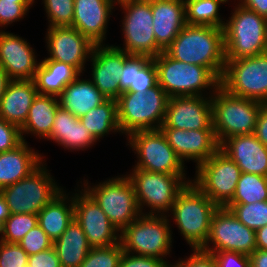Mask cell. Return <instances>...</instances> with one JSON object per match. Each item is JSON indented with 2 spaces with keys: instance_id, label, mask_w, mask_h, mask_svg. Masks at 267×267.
Wrapping results in <instances>:
<instances>
[{
  "instance_id": "cell-22",
  "label": "cell",
  "mask_w": 267,
  "mask_h": 267,
  "mask_svg": "<svg viewBox=\"0 0 267 267\" xmlns=\"http://www.w3.org/2000/svg\"><path fill=\"white\" fill-rule=\"evenodd\" d=\"M115 4L113 0H74L72 27L95 45H102Z\"/></svg>"
},
{
  "instance_id": "cell-7",
  "label": "cell",
  "mask_w": 267,
  "mask_h": 267,
  "mask_svg": "<svg viewBox=\"0 0 267 267\" xmlns=\"http://www.w3.org/2000/svg\"><path fill=\"white\" fill-rule=\"evenodd\" d=\"M224 26L225 58L240 59L264 53L266 18L238 4Z\"/></svg>"
},
{
  "instance_id": "cell-21",
  "label": "cell",
  "mask_w": 267,
  "mask_h": 267,
  "mask_svg": "<svg viewBox=\"0 0 267 267\" xmlns=\"http://www.w3.org/2000/svg\"><path fill=\"white\" fill-rule=\"evenodd\" d=\"M160 129L183 163L190 159L196 162L197 167L200 163L207 161L219 149L213 129Z\"/></svg>"
},
{
  "instance_id": "cell-41",
  "label": "cell",
  "mask_w": 267,
  "mask_h": 267,
  "mask_svg": "<svg viewBox=\"0 0 267 267\" xmlns=\"http://www.w3.org/2000/svg\"><path fill=\"white\" fill-rule=\"evenodd\" d=\"M28 255H34L53 246V241L37 224L18 243Z\"/></svg>"
},
{
  "instance_id": "cell-50",
  "label": "cell",
  "mask_w": 267,
  "mask_h": 267,
  "mask_svg": "<svg viewBox=\"0 0 267 267\" xmlns=\"http://www.w3.org/2000/svg\"><path fill=\"white\" fill-rule=\"evenodd\" d=\"M267 147V103H262L253 133Z\"/></svg>"
},
{
  "instance_id": "cell-5",
  "label": "cell",
  "mask_w": 267,
  "mask_h": 267,
  "mask_svg": "<svg viewBox=\"0 0 267 267\" xmlns=\"http://www.w3.org/2000/svg\"><path fill=\"white\" fill-rule=\"evenodd\" d=\"M152 59L157 69L158 84L169 98L204 96L206 89L214 92L220 86V80L207 67L177 61L165 51Z\"/></svg>"
},
{
  "instance_id": "cell-48",
  "label": "cell",
  "mask_w": 267,
  "mask_h": 267,
  "mask_svg": "<svg viewBox=\"0 0 267 267\" xmlns=\"http://www.w3.org/2000/svg\"><path fill=\"white\" fill-rule=\"evenodd\" d=\"M193 252L189 258L179 259L180 261H177L171 267H217L215 257L212 254L201 249H193Z\"/></svg>"
},
{
  "instance_id": "cell-3",
  "label": "cell",
  "mask_w": 267,
  "mask_h": 267,
  "mask_svg": "<svg viewBox=\"0 0 267 267\" xmlns=\"http://www.w3.org/2000/svg\"><path fill=\"white\" fill-rule=\"evenodd\" d=\"M168 95L159 84L146 93L122 92L117 101L121 133L160 129L166 114Z\"/></svg>"
},
{
  "instance_id": "cell-25",
  "label": "cell",
  "mask_w": 267,
  "mask_h": 267,
  "mask_svg": "<svg viewBox=\"0 0 267 267\" xmlns=\"http://www.w3.org/2000/svg\"><path fill=\"white\" fill-rule=\"evenodd\" d=\"M37 94L33 80H11L0 102V117L21 128Z\"/></svg>"
},
{
  "instance_id": "cell-56",
  "label": "cell",
  "mask_w": 267,
  "mask_h": 267,
  "mask_svg": "<svg viewBox=\"0 0 267 267\" xmlns=\"http://www.w3.org/2000/svg\"><path fill=\"white\" fill-rule=\"evenodd\" d=\"M264 53L267 55V18H266V31H265V48Z\"/></svg>"
},
{
  "instance_id": "cell-53",
  "label": "cell",
  "mask_w": 267,
  "mask_h": 267,
  "mask_svg": "<svg viewBox=\"0 0 267 267\" xmlns=\"http://www.w3.org/2000/svg\"><path fill=\"white\" fill-rule=\"evenodd\" d=\"M256 249L267 250V225L255 231Z\"/></svg>"
},
{
  "instance_id": "cell-1",
  "label": "cell",
  "mask_w": 267,
  "mask_h": 267,
  "mask_svg": "<svg viewBox=\"0 0 267 267\" xmlns=\"http://www.w3.org/2000/svg\"><path fill=\"white\" fill-rule=\"evenodd\" d=\"M164 51L177 61L207 67L222 78L226 62L222 28L186 25Z\"/></svg>"
},
{
  "instance_id": "cell-6",
  "label": "cell",
  "mask_w": 267,
  "mask_h": 267,
  "mask_svg": "<svg viewBox=\"0 0 267 267\" xmlns=\"http://www.w3.org/2000/svg\"><path fill=\"white\" fill-rule=\"evenodd\" d=\"M169 216L141 214L137 217L120 233L123 251L159 259L169 255L172 246Z\"/></svg>"
},
{
  "instance_id": "cell-40",
  "label": "cell",
  "mask_w": 267,
  "mask_h": 267,
  "mask_svg": "<svg viewBox=\"0 0 267 267\" xmlns=\"http://www.w3.org/2000/svg\"><path fill=\"white\" fill-rule=\"evenodd\" d=\"M35 0H0V26L23 19Z\"/></svg>"
},
{
  "instance_id": "cell-10",
  "label": "cell",
  "mask_w": 267,
  "mask_h": 267,
  "mask_svg": "<svg viewBox=\"0 0 267 267\" xmlns=\"http://www.w3.org/2000/svg\"><path fill=\"white\" fill-rule=\"evenodd\" d=\"M45 165L43 162L29 176L0 190L10 214H38L63 191Z\"/></svg>"
},
{
  "instance_id": "cell-42",
  "label": "cell",
  "mask_w": 267,
  "mask_h": 267,
  "mask_svg": "<svg viewBox=\"0 0 267 267\" xmlns=\"http://www.w3.org/2000/svg\"><path fill=\"white\" fill-rule=\"evenodd\" d=\"M28 256L19 244L0 240V267H27Z\"/></svg>"
},
{
  "instance_id": "cell-34",
  "label": "cell",
  "mask_w": 267,
  "mask_h": 267,
  "mask_svg": "<svg viewBox=\"0 0 267 267\" xmlns=\"http://www.w3.org/2000/svg\"><path fill=\"white\" fill-rule=\"evenodd\" d=\"M228 0H186V24L213 26L224 29L225 21L219 15V7L221 3Z\"/></svg>"
},
{
  "instance_id": "cell-15",
  "label": "cell",
  "mask_w": 267,
  "mask_h": 267,
  "mask_svg": "<svg viewBox=\"0 0 267 267\" xmlns=\"http://www.w3.org/2000/svg\"><path fill=\"white\" fill-rule=\"evenodd\" d=\"M201 250L210 254L233 251L250 256L256 250L255 230L241 223L229 209L219 207L212 216L209 237Z\"/></svg>"
},
{
  "instance_id": "cell-4",
  "label": "cell",
  "mask_w": 267,
  "mask_h": 267,
  "mask_svg": "<svg viewBox=\"0 0 267 267\" xmlns=\"http://www.w3.org/2000/svg\"><path fill=\"white\" fill-rule=\"evenodd\" d=\"M213 130L218 144L255 131L261 102L231 95L219 86L211 96Z\"/></svg>"
},
{
  "instance_id": "cell-37",
  "label": "cell",
  "mask_w": 267,
  "mask_h": 267,
  "mask_svg": "<svg viewBox=\"0 0 267 267\" xmlns=\"http://www.w3.org/2000/svg\"><path fill=\"white\" fill-rule=\"evenodd\" d=\"M226 209L247 227L257 230L267 225V201L250 204H227Z\"/></svg>"
},
{
  "instance_id": "cell-29",
  "label": "cell",
  "mask_w": 267,
  "mask_h": 267,
  "mask_svg": "<svg viewBox=\"0 0 267 267\" xmlns=\"http://www.w3.org/2000/svg\"><path fill=\"white\" fill-rule=\"evenodd\" d=\"M33 82L38 94L58 97L81 73L73 66L56 60H42Z\"/></svg>"
},
{
  "instance_id": "cell-2",
  "label": "cell",
  "mask_w": 267,
  "mask_h": 267,
  "mask_svg": "<svg viewBox=\"0 0 267 267\" xmlns=\"http://www.w3.org/2000/svg\"><path fill=\"white\" fill-rule=\"evenodd\" d=\"M218 208L193 182L178 193L170 212L192 250L201 249L206 244L211 219Z\"/></svg>"
},
{
  "instance_id": "cell-54",
  "label": "cell",
  "mask_w": 267,
  "mask_h": 267,
  "mask_svg": "<svg viewBox=\"0 0 267 267\" xmlns=\"http://www.w3.org/2000/svg\"><path fill=\"white\" fill-rule=\"evenodd\" d=\"M10 216L9 208L6 204L5 198L0 193V225Z\"/></svg>"
},
{
  "instance_id": "cell-16",
  "label": "cell",
  "mask_w": 267,
  "mask_h": 267,
  "mask_svg": "<svg viewBox=\"0 0 267 267\" xmlns=\"http://www.w3.org/2000/svg\"><path fill=\"white\" fill-rule=\"evenodd\" d=\"M79 193L73 196L74 219L84 231L89 245L94 248L120 243L121 232L109 221L96 201L83 189Z\"/></svg>"
},
{
  "instance_id": "cell-24",
  "label": "cell",
  "mask_w": 267,
  "mask_h": 267,
  "mask_svg": "<svg viewBox=\"0 0 267 267\" xmlns=\"http://www.w3.org/2000/svg\"><path fill=\"white\" fill-rule=\"evenodd\" d=\"M156 43L165 50L187 25L185 1L151 0Z\"/></svg>"
},
{
  "instance_id": "cell-17",
  "label": "cell",
  "mask_w": 267,
  "mask_h": 267,
  "mask_svg": "<svg viewBox=\"0 0 267 267\" xmlns=\"http://www.w3.org/2000/svg\"><path fill=\"white\" fill-rule=\"evenodd\" d=\"M212 92L208 97L176 96L168 98L161 128L183 130L213 129Z\"/></svg>"
},
{
  "instance_id": "cell-55",
  "label": "cell",
  "mask_w": 267,
  "mask_h": 267,
  "mask_svg": "<svg viewBox=\"0 0 267 267\" xmlns=\"http://www.w3.org/2000/svg\"><path fill=\"white\" fill-rule=\"evenodd\" d=\"M11 80L9 79L7 73L5 72V70L0 66V102H1V99L4 95V92L6 90V87L8 85V83L10 82Z\"/></svg>"
},
{
  "instance_id": "cell-45",
  "label": "cell",
  "mask_w": 267,
  "mask_h": 267,
  "mask_svg": "<svg viewBox=\"0 0 267 267\" xmlns=\"http://www.w3.org/2000/svg\"><path fill=\"white\" fill-rule=\"evenodd\" d=\"M22 142L20 128L0 117V153L13 150Z\"/></svg>"
},
{
  "instance_id": "cell-47",
  "label": "cell",
  "mask_w": 267,
  "mask_h": 267,
  "mask_svg": "<svg viewBox=\"0 0 267 267\" xmlns=\"http://www.w3.org/2000/svg\"><path fill=\"white\" fill-rule=\"evenodd\" d=\"M212 255L215 257L217 267H251L250 256L238 252L219 251Z\"/></svg>"
},
{
  "instance_id": "cell-46",
  "label": "cell",
  "mask_w": 267,
  "mask_h": 267,
  "mask_svg": "<svg viewBox=\"0 0 267 267\" xmlns=\"http://www.w3.org/2000/svg\"><path fill=\"white\" fill-rule=\"evenodd\" d=\"M119 267H171V264L164 259L123 252Z\"/></svg>"
},
{
  "instance_id": "cell-11",
  "label": "cell",
  "mask_w": 267,
  "mask_h": 267,
  "mask_svg": "<svg viewBox=\"0 0 267 267\" xmlns=\"http://www.w3.org/2000/svg\"><path fill=\"white\" fill-rule=\"evenodd\" d=\"M220 86L231 95L267 103V55L226 59Z\"/></svg>"
},
{
  "instance_id": "cell-8",
  "label": "cell",
  "mask_w": 267,
  "mask_h": 267,
  "mask_svg": "<svg viewBox=\"0 0 267 267\" xmlns=\"http://www.w3.org/2000/svg\"><path fill=\"white\" fill-rule=\"evenodd\" d=\"M85 181L84 190L120 232L141 215L133 184L126 175L110 178L93 187Z\"/></svg>"
},
{
  "instance_id": "cell-31",
  "label": "cell",
  "mask_w": 267,
  "mask_h": 267,
  "mask_svg": "<svg viewBox=\"0 0 267 267\" xmlns=\"http://www.w3.org/2000/svg\"><path fill=\"white\" fill-rule=\"evenodd\" d=\"M53 247L61 267H79L92 248L84 231L75 219L71 221L63 234L53 241Z\"/></svg>"
},
{
  "instance_id": "cell-9",
  "label": "cell",
  "mask_w": 267,
  "mask_h": 267,
  "mask_svg": "<svg viewBox=\"0 0 267 267\" xmlns=\"http://www.w3.org/2000/svg\"><path fill=\"white\" fill-rule=\"evenodd\" d=\"M126 176L133 184L141 214L146 215H156V213L157 215H167L178 193L186 184L192 182V180H186L185 176L150 172L143 169H133L132 173ZM143 206H148L150 212H142Z\"/></svg>"
},
{
  "instance_id": "cell-23",
  "label": "cell",
  "mask_w": 267,
  "mask_h": 267,
  "mask_svg": "<svg viewBox=\"0 0 267 267\" xmlns=\"http://www.w3.org/2000/svg\"><path fill=\"white\" fill-rule=\"evenodd\" d=\"M219 148L237 164L241 172L267 177V147L254 134L229 137Z\"/></svg>"
},
{
  "instance_id": "cell-36",
  "label": "cell",
  "mask_w": 267,
  "mask_h": 267,
  "mask_svg": "<svg viewBox=\"0 0 267 267\" xmlns=\"http://www.w3.org/2000/svg\"><path fill=\"white\" fill-rule=\"evenodd\" d=\"M38 224L37 214H10L1 224L0 240L7 243H19L26 233Z\"/></svg>"
},
{
  "instance_id": "cell-52",
  "label": "cell",
  "mask_w": 267,
  "mask_h": 267,
  "mask_svg": "<svg viewBox=\"0 0 267 267\" xmlns=\"http://www.w3.org/2000/svg\"><path fill=\"white\" fill-rule=\"evenodd\" d=\"M251 267H267V250L256 249L251 255Z\"/></svg>"
},
{
  "instance_id": "cell-38",
  "label": "cell",
  "mask_w": 267,
  "mask_h": 267,
  "mask_svg": "<svg viewBox=\"0 0 267 267\" xmlns=\"http://www.w3.org/2000/svg\"><path fill=\"white\" fill-rule=\"evenodd\" d=\"M123 252L121 242L111 246L91 248L79 267H119Z\"/></svg>"
},
{
  "instance_id": "cell-49",
  "label": "cell",
  "mask_w": 267,
  "mask_h": 267,
  "mask_svg": "<svg viewBox=\"0 0 267 267\" xmlns=\"http://www.w3.org/2000/svg\"><path fill=\"white\" fill-rule=\"evenodd\" d=\"M27 267H61L54 247L28 256Z\"/></svg>"
},
{
  "instance_id": "cell-44",
  "label": "cell",
  "mask_w": 267,
  "mask_h": 267,
  "mask_svg": "<svg viewBox=\"0 0 267 267\" xmlns=\"http://www.w3.org/2000/svg\"><path fill=\"white\" fill-rule=\"evenodd\" d=\"M158 84L157 69L151 59L141 70H136L135 86H130L127 91L146 93Z\"/></svg>"
},
{
  "instance_id": "cell-14",
  "label": "cell",
  "mask_w": 267,
  "mask_h": 267,
  "mask_svg": "<svg viewBox=\"0 0 267 267\" xmlns=\"http://www.w3.org/2000/svg\"><path fill=\"white\" fill-rule=\"evenodd\" d=\"M196 168L192 182L218 207H225L233 198L240 168L220 148Z\"/></svg>"
},
{
  "instance_id": "cell-26",
  "label": "cell",
  "mask_w": 267,
  "mask_h": 267,
  "mask_svg": "<svg viewBox=\"0 0 267 267\" xmlns=\"http://www.w3.org/2000/svg\"><path fill=\"white\" fill-rule=\"evenodd\" d=\"M42 157L27 141L0 153V190L29 176L43 163Z\"/></svg>"
},
{
  "instance_id": "cell-51",
  "label": "cell",
  "mask_w": 267,
  "mask_h": 267,
  "mask_svg": "<svg viewBox=\"0 0 267 267\" xmlns=\"http://www.w3.org/2000/svg\"><path fill=\"white\" fill-rule=\"evenodd\" d=\"M240 2L238 4L267 18V0H240Z\"/></svg>"
},
{
  "instance_id": "cell-30",
  "label": "cell",
  "mask_w": 267,
  "mask_h": 267,
  "mask_svg": "<svg viewBox=\"0 0 267 267\" xmlns=\"http://www.w3.org/2000/svg\"><path fill=\"white\" fill-rule=\"evenodd\" d=\"M68 197L65 190L62 191L37 214L38 225L52 241L58 239L74 219L73 195Z\"/></svg>"
},
{
  "instance_id": "cell-39",
  "label": "cell",
  "mask_w": 267,
  "mask_h": 267,
  "mask_svg": "<svg viewBox=\"0 0 267 267\" xmlns=\"http://www.w3.org/2000/svg\"><path fill=\"white\" fill-rule=\"evenodd\" d=\"M49 27L72 26L74 0H43Z\"/></svg>"
},
{
  "instance_id": "cell-43",
  "label": "cell",
  "mask_w": 267,
  "mask_h": 267,
  "mask_svg": "<svg viewBox=\"0 0 267 267\" xmlns=\"http://www.w3.org/2000/svg\"><path fill=\"white\" fill-rule=\"evenodd\" d=\"M151 59L144 55H130L126 59L118 82L122 92L127 91L130 86H135L136 70H141Z\"/></svg>"
},
{
  "instance_id": "cell-13",
  "label": "cell",
  "mask_w": 267,
  "mask_h": 267,
  "mask_svg": "<svg viewBox=\"0 0 267 267\" xmlns=\"http://www.w3.org/2000/svg\"><path fill=\"white\" fill-rule=\"evenodd\" d=\"M128 138V145L139 158L133 169L186 176L184 163L169 145L161 129L137 131Z\"/></svg>"
},
{
  "instance_id": "cell-18",
  "label": "cell",
  "mask_w": 267,
  "mask_h": 267,
  "mask_svg": "<svg viewBox=\"0 0 267 267\" xmlns=\"http://www.w3.org/2000/svg\"><path fill=\"white\" fill-rule=\"evenodd\" d=\"M46 43L49 56L44 60H56L75 67L81 74L85 71L95 46L86 36L72 26H57L47 29Z\"/></svg>"
},
{
  "instance_id": "cell-32",
  "label": "cell",
  "mask_w": 267,
  "mask_h": 267,
  "mask_svg": "<svg viewBox=\"0 0 267 267\" xmlns=\"http://www.w3.org/2000/svg\"><path fill=\"white\" fill-rule=\"evenodd\" d=\"M59 100L56 96L37 94L29 109L28 117L20 128L23 141V134H35L38 138H47L52 131L56 111L59 107Z\"/></svg>"
},
{
  "instance_id": "cell-57",
  "label": "cell",
  "mask_w": 267,
  "mask_h": 267,
  "mask_svg": "<svg viewBox=\"0 0 267 267\" xmlns=\"http://www.w3.org/2000/svg\"><path fill=\"white\" fill-rule=\"evenodd\" d=\"M113 1H115L116 3H118V2L123 1V0H113Z\"/></svg>"
},
{
  "instance_id": "cell-28",
  "label": "cell",
  "mask_w": 267,
  "mask_h": 267,
  "mask_svg": "<svg viewBox=\"0 0 267 267\" xmlns=\"http://www.w3.org/2000/svg\"><path fill=\"white\" fill-rule=\"evenodd\" d=\"M58 100L60 107L80 118L91 109L101 105L107 98L90 79L77 77L64 88Z\"/></svg>"
},
{
  "instance_id": "cell-19",
  "label": "cell",
  "mask_w": 267,
  "mask_h": 267,
  "mask_svg": "<svg viewBox=\"0 0 267 267\" xmlns=\"http://www.w3.org/2000/svg\"><path fill=\"white\" fill-rule=\"evenodd\" d=\"M130 55L115 45H95L90 56L92 82L107 98L117 100L122 91L119 87L123 65Z\"/></svg>"
},
{
  "instance_id": "cell-20",
  "label": "cell",
  "mask_w": 267,
  "mask_h": 267,
  "mask_svg": "<svg viewBox=\"0 0 267 267\" xmlns=\"http://www.w3.org/2000/svg\"><path fill=\"white\" fill-rule=\"evenodd\" d=\"M30 43L20 36L0 30V66L10 80H33L37 62Z\"/></svg>"
},
{
  "instance_id": "cell-33",
  "label": "cell",
  "mask_w": 267,
  "mask_h": 267,
  "mask_svg": "<svg viewBox=\"0 0 267 267\" xmlns=\"http://www.w3.org/2000/svg\"><path fill=\"white\" fill-rule=\"evenodd\" d=\"M79 119L98 141L99 138L106 136L111 131L121 132L118 123L117 101L113 99H107Z\"/></svg>"
},
{
  "instance_id": "cell-35",
  "label": "cell",
  "mask_w": 267,
  "mask_h": 267,
  "mask_svg": "<svg viewBox=\"0 0 267 267\" xmlns=\"http://www.w3.org/2000/svg\"><path fill=\"white\" fill-rule=\"evenodd\" d=\"M267 201V177L241 173L232 200L228 204H250Z\"/></svg>"
},
{
  "instance_id": "cell-27",
  "label": "cell",
  "mask_w": 267,
  "mask_h": 267,
  "mask_svg": "<svg viewBox=\"0 0 267 267\" xmlns=\"http://www.w3.org/2000/svg\"><path fill=\"white\" fill-rule=\"evenodd\" d=\"M46 139L57 142L64 149L76 151L89 148L97 142L78 117L60 106L55 114L51 134Z\"/></svg>"
},
{
  "instance_id": "cell-12",
  "label": "cell",
  "mask_w": 267,
  "mask_h": 267,
  "mask_svg": "<svg viewBox=\"0 0 267 267\" xmlns=\"http://www.w3.org/2000/svg\"><path fill=\"white\" fill-rule=\"evenodd\" d=\"M124 10L122 22L124 47H119L129 55L158 56L164 50L156 43L153 32L151 0H123L118 2Z\"/></svg>"
}]
</instances>
